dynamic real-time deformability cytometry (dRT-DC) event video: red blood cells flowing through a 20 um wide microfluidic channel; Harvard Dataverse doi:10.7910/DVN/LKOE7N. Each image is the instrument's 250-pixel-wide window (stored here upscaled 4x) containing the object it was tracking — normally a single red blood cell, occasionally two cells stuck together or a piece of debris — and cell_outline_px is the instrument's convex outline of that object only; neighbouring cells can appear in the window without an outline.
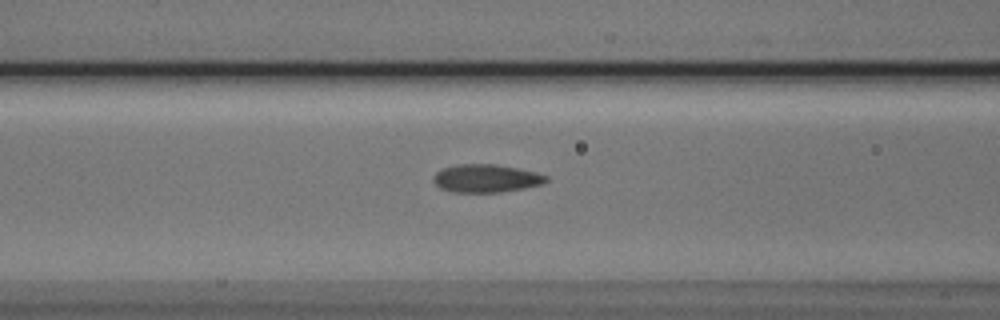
{"species": "Egyptian fruit bat (a non-hibernating species)", "species_latin": "Rousettus aegyptiacus", "temperature_condition": "cold", "stored_images_in_passage": 27, "camera_frame_rate_fps": 3000, "um_per_image_px": 0.085, "animal": {"sex": "male"}, "frame": {"image": 1, "passage_image": 5, "time_ms": 1.333, "image_size_px": [1000, 320], "cell_outline_px": [[548, 180], [540, 184], [524, 188], [500, 192], [452, 192], [440, 188], [432, 180], [432, 176], [440, 168], [456, 164], [496, 164], [536, 172], [548, 176]], "centroid_in_image_um": [41.26, 15.15], "position_along_channel_um": 125.3, "area_um2": 18.5}}
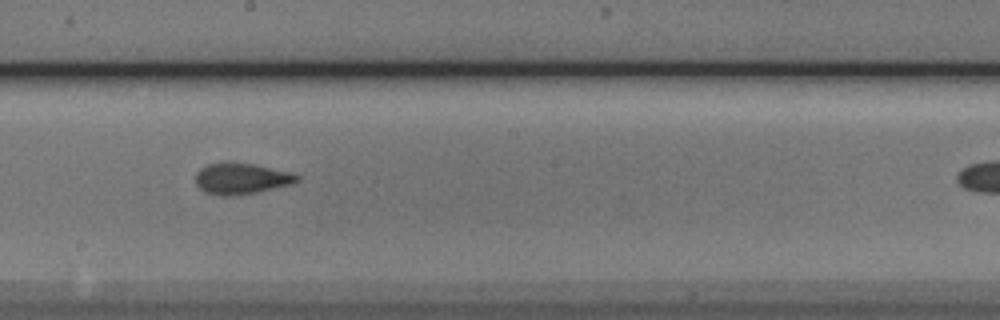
{"frame": {"image": 2, "passage_image": 13, "time_ms": 4.0, "image_size_px": [1000, 320], "cell_outline_px": [[300, 180], [292, 184], [256, 192], [228, 196], [220, 196], [204, 192], [196, 184], [196, 172], [200, 168], [208, 164], [224, 160], [228, 160], [252, 164], [292, 172], [300, 176]], "centroid_in_image_um": [20.49, 15.15], "position_along_channel_um": 227.7, "area_um2": 18.73}}
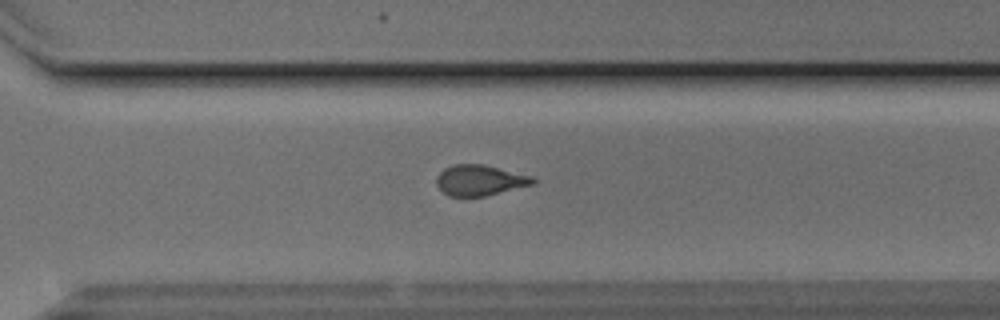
{"frame": {"image": 3, "passage_image": 21, "time_ms": 6.667, "image_size_px": [1000, 320], "cell_outline_px": [[536, 184], [484, 196], [448, 196], [436, 184], [436, 176], [444, 168], [452, 164], [484, 164], [532, 176], [536, 180]], "centroid_in_image_um": [40.79, 15.31], "position_along_channel_um": 329.8, "area_um2": 17.28}}